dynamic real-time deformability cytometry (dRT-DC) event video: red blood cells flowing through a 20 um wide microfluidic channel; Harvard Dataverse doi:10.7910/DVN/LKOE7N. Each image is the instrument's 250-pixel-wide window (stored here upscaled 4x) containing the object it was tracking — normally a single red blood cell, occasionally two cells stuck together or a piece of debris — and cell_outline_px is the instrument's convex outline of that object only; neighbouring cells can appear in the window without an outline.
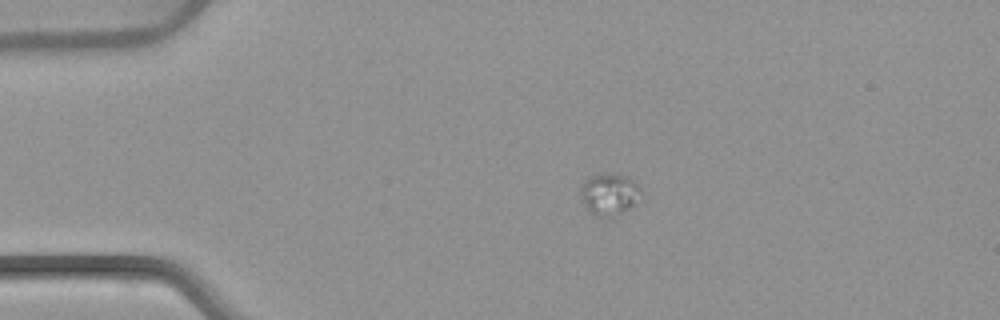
{"species": "common noctule bat (a hibernating species)", "species_latin": "Nyctalus noctula", "temperature_condition": "warm", "stored_images_in_passage": 44, "camera_frame_rate_fps": 3000, "um_per_image_px": 0.085, "animal": {"sex": "female", "body_mass_g": 22.7, "forearm_length_mm": 54.2}, "frame": {"image": 1, "passage_image": 1, "time_ms": 0.0, "image_size_px": [1000, 320], "cell_outline_px": [[640, 192], [636, 204], [612, 216], [596, 216], [588, 212], [580, 196], [580, 184], [588, 176], [596, 172], [608, 172], [628, 176], [640, 188]], "centroid_in_image_um": [51.72, 16.45], "position_along_channel_um": 33.3, "area_um2": 14.97}}
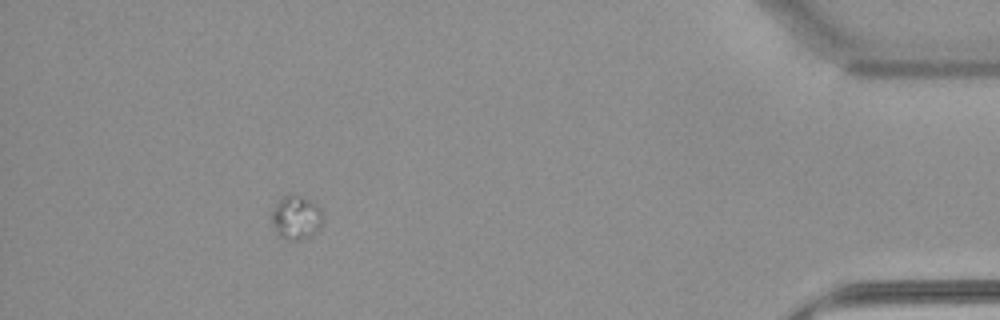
{"frame": {"image": 2, "passage_image": 39, "time_ms": 12.667, "image_size_px": [1000, 320], "cell_outline_px": [[324, 220], [320, 228], [312, 236], [300, 240], [284, 240], [276, 232], [272, 224], [272, 212], [276, 204], [284, 196], [300, 196], [316, 204], [320, 208]], "centroid_in_image_um": [25.2, 18.54], "position_along_channel_um": 410.0, "area_um2": 13.01}}